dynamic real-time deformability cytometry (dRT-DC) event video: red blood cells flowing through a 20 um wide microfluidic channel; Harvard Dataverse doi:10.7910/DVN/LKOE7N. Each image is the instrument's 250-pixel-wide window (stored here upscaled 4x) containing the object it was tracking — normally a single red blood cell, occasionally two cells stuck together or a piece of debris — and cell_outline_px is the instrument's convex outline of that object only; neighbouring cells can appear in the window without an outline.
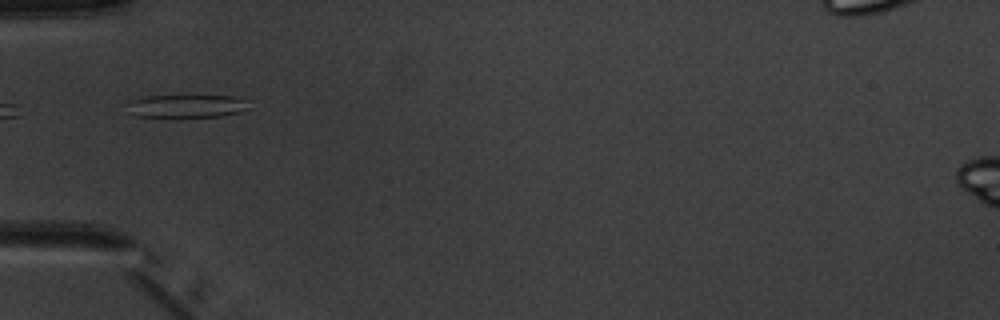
{"species": "common noctule bat (a hibernating species)", "species_latin": "Nyctalus noctula", "temperature_condition": "warm", "stored_images_in_passage": 5, "camera_frame_rate_fps": 3000, "um_per_image_px": 0.085, "animal": {"sex": "male", "body_mass_g": 20.1, "forearm_length_mm": 53.5}, "frame": {"image": 1, "passage_image": 5, "time_ms": 4.667, "image_size_px": [1000, 320], "cell_outline_px": [[252, 108], [240, 112], [220, 116], [136, 116], [132, 100], [144, 96], [236, 96], [252, 100]], "centroid_in_image_um": [16.16, 8.99], "position_along_channel_um": 68.8, "area_um2": 15.9}}